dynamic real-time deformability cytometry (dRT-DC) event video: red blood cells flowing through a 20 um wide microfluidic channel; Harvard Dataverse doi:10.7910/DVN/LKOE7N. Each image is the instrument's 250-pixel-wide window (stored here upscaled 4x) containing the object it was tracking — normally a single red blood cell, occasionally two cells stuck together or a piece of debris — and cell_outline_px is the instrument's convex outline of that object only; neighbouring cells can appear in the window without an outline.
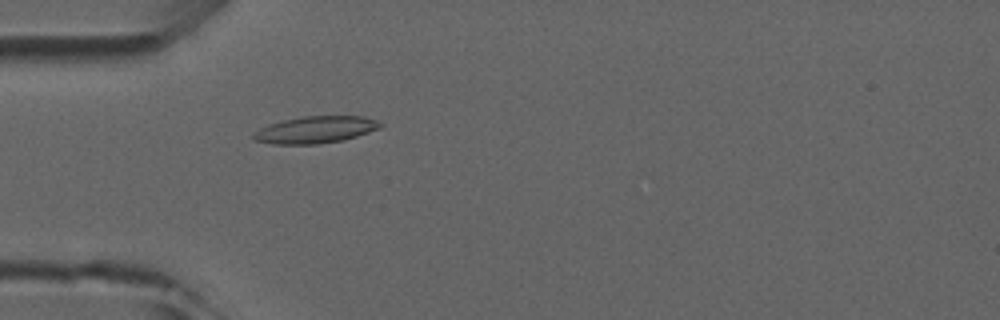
{"species": "common noctule bat (a hibernating species)", "species_latin": "Nyctalus noctula", "temperature_condition": "room temperature", "stored_images_in_passage": 4, "camera_frame_rate_fps": 3000, "um_per_image_px": 0.085, "animal": {"sex": "male", "forearm_length_mm": 52.5}, "frame": {"image": 1, "passage_image": 4, "time_ms": 3.667, "image_size_px": [1000, 320], "cell_outline_px": [[384, 124], [380, 128], [344, 140], [316, 144], [272, 144], [256, 140], [252, 136], [252, 132], [268, 124], [300, 116], [364, 116], [376, 120]], "centroid_in_image_um": [26.81, 11.02], "position_along_channel_um": 58.2, "area_um2": 19.94}}